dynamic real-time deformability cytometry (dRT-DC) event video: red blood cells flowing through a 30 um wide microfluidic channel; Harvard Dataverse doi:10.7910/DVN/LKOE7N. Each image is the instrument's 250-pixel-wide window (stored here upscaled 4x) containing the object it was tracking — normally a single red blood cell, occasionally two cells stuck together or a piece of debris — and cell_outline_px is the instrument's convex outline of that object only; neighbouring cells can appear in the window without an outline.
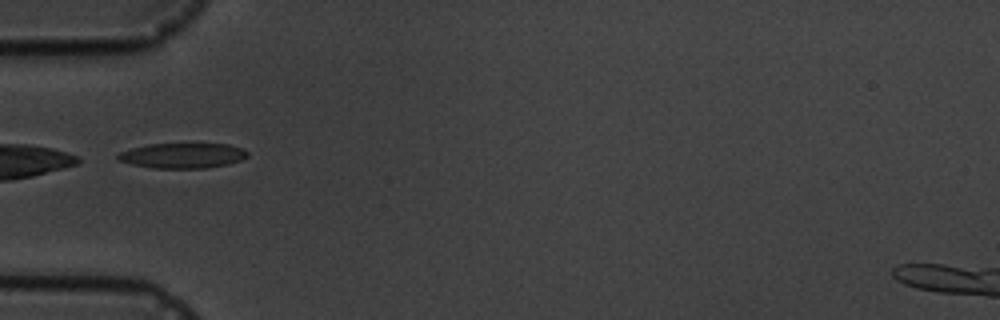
{"species": "common noctule bat (a hibernating species)", "species_latin": "Nyctalus noctula", "temperature_condition": "cold", "stored_images_in_passage": 15, "camera_frame_rate_fps": 3000, "um_per_image_px": 0.085, "animal": {"sex": "male", "body_mass_g": 19.5, "forearm_length_mm": 54.6}, "frame": {"image": 1, "passage_image": 5, "time_ms": 5.667, "image_size_px": [1000, 320], "cell_outline_px": [[248, 156], [240, 160], [228, 164], [208, 168], [152, 168], [132, 164], [120, 160], [116, 156], [120, 152], [132, 148], [148, 144], [228, 144], [244, 148], [248, 152]], "centroid_in_image_um": [15.56, 13.22], "position_along_channel_um": 69.4, "area_um2": 18.96}}
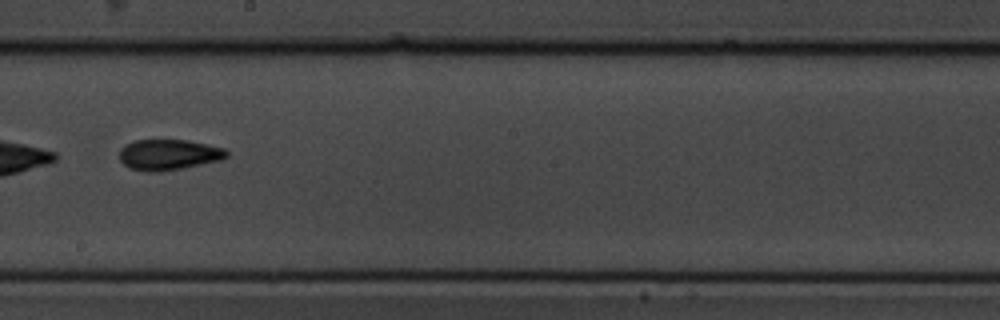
{"frame": {"image": 2, "passage_image": 9, "time_ms": 10.333, "image_size_px": [1000, 320], "cell_outline_px": [[228, 156], [220, 160], [160, 172], [148, 172], [128, 168], [120, 160], [120, 148], [136, 140], [188, 140], [208, 144], [224, 148], [228, 152]], "centroid_in_image_um": [14.33, 13.15], "position_along_channel_um": 233.9, "area_um2": 19.07}}
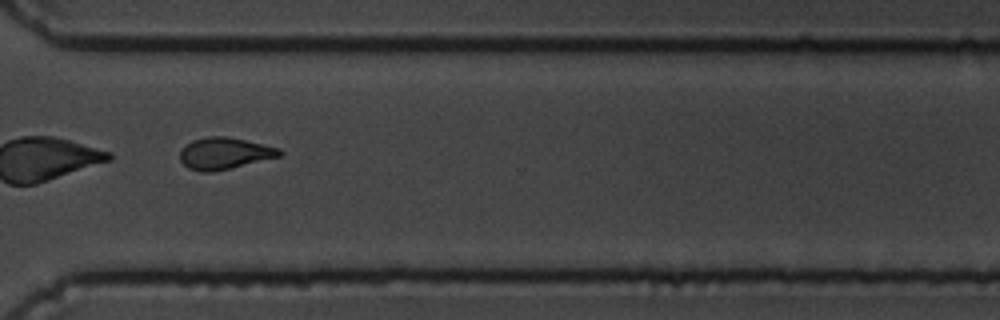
{"frame": {"image": 3, "passage_image": 12, "time_ms": 13.667, "image_size_px": [1000, 320], "cell_outline_px": [[284, 152], [280, 156], [212, 172], [200, 172], [188, 168], [180, 160], [180, 148], [192, 140], [208, 136], [224, 136], [244, 140], [280, 148]], "centroid_in_image_um": [19.04, 13.03], "position_along_channel_um": 351.6, "area_um2": 18.26}, "authors_computed_cell_mechanics": {"area_um2": 18.3804, "velocity_mm_per_s": 3.5358, "shape_relaxation_time_tau1_ms": 2.795, "shape_relaxation_time_tau2_ms": 2.4457, "deformation_change_tau1": 0.1159, "deformation_change_tau2": 0.0921}}